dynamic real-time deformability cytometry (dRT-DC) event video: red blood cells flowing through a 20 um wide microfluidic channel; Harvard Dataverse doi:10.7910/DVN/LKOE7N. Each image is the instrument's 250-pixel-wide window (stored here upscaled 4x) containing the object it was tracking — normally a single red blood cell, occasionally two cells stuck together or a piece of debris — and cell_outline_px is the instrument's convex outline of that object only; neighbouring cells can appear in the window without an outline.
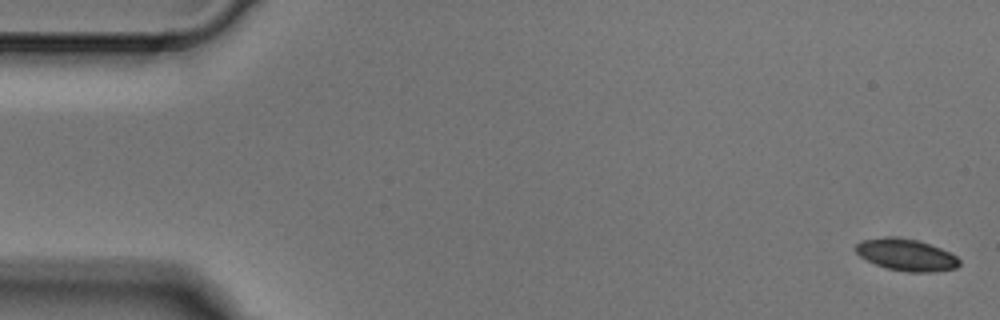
{"species": "Egyptian fruit bat (a non-hibernating species)", "species_latin": "Rousettus aegyptiacus", "temperature_condition": "cold", "stored_images_in_passage": 4, "camera_frame_rate_fps": 3000, "um_per_image_px": 0.085, "animal": {"sex": "male"}, "frame": {"image": 1, "passage_image": 1, "time_ms": 0.0, "image_size_px": [1000, 320], "cell_outline_px": [[960, 264], [956, 268], [936, 272], [908, 272], [888, 268], [876, 264], [860, 256], [856, 252], [856, 244], [860, 240], [892, 236], [916, 240], [940, 248], [956, 256], [960, 260]], "centroid_in_image_um": [77.04, 21.66], "position_along_channel_um": 8.0, "area_um2": 19.02}}
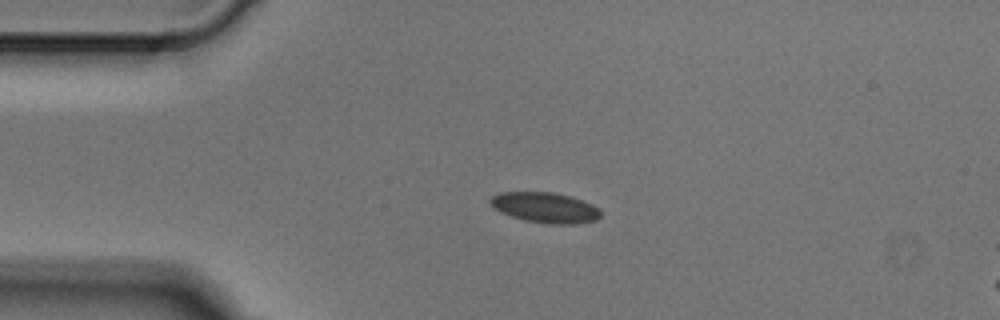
{"frame": {"image": 2, "passage_image": 3, "time_ms": 0.667, "image_size_px": [1000, 320], "cell_outline_px": [[600, 216], [596, 220], [576, 224], [548, 224], [524, 220], [500, 212], [492, 208], [488, 200], [492, 196], [500, 192], [552, 192], [568, 196], [592, 204], [600, 208]], "centroid_in_image_um": [46.3, 17.65], "position_along_channel_um": 38.7, "area_um2": 19.59}}